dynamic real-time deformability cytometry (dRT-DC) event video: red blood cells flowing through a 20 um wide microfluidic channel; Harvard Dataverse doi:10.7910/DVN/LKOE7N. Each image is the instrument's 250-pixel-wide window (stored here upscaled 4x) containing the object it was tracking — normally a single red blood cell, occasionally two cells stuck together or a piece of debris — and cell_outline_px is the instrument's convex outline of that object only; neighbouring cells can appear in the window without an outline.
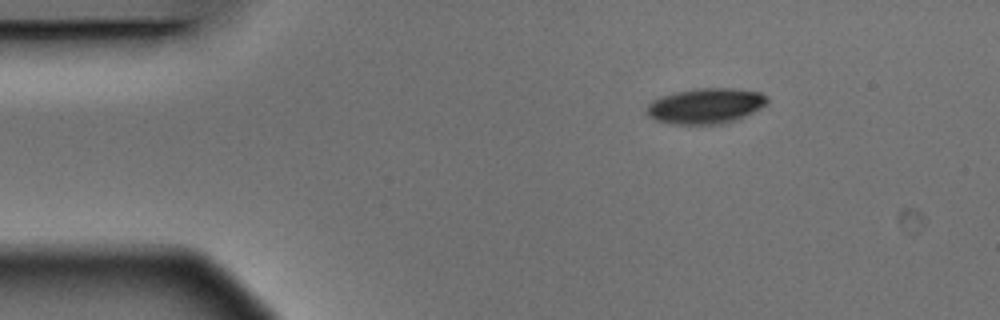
{"species": "Egyptian fruit bat (a non-hibernating species)", "species_latin": "Rousettus aegyptiacus", "temperature_condition": "warm", "stored_images_in_passage": 3, "camera_frame_rate_fps": 3000, "um_per_image_px": 0.085, "animal": {"sex": "male"}, "frame": {"image": 1, "passage_image": 1, "time_ms": 0.0, "image_size_px": [1000, 320], "cell_outline_px": [[768, 104], [736, 120], [724, 124], [672, 124], [656, 120], [648, 116], [644, 112], [644, 108], [652, 100], [676, 92], [696, 88], [732, 88], [760, 92], [768, 96]], "centroid_in_image_um": [59.97, 9.0], "position_along_channel_um": 25.0, "area_um2": 25.09}}